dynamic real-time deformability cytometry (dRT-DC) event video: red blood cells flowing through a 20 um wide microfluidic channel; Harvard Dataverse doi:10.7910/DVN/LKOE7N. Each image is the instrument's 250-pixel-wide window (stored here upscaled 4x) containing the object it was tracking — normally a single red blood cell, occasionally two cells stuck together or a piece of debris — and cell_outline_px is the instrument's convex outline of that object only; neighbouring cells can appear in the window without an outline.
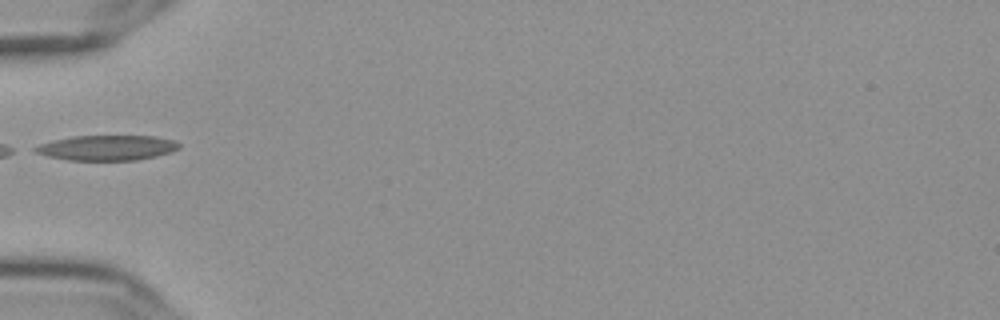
{"species": "Egyptian fruit bat (a non-hibernating species)", "species_latin": "Rousettus aegyptiacus", "temperature_condition": "cold", "stored_images_in_passage": 19, "camera_frame_rate_fps": 3000, "um_per_image_px": 0.085, "frame": {"image": 1, "passage_image": 1, "time_ms": 0.0, "image_size_px": [1000, 320], "cell_outline_px": [[180, 148], [172, 152], [156, 156], [136, 160], [68, 160], [48, 156], [36, 152], [32, 148], [40, 144], [52, 140], [72, 136], [156, 136], [172, 140], [180, 144]], "centroid_in_image_um": [9.1, 12.56], "position_along_channel_um": 75.9, "area_um2": 21.04}}